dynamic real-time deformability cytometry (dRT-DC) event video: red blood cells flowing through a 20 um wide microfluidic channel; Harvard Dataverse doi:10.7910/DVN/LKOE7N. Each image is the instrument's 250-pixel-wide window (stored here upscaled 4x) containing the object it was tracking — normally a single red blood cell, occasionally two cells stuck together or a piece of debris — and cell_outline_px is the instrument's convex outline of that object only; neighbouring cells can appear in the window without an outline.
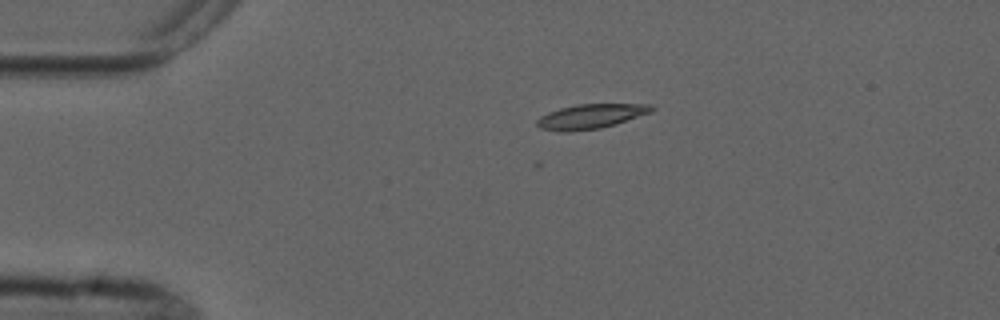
{"species": "common noctule bat (a hibernating species)", "species_latin": "Nyctalus noctula", "temperature_condition": "cold", "stored_images_in_passage": 3, "camera_frame_rate_fps": 3000, "um_per_image_px": 0.085, "animal": {"sex": "male", "forearm_length_mm": 52.5}, "frame": {"image": 1, "passage_image": 2, "time_ms": 1.333, "image_size_px": [1000, 320], "cell_outline_px": [[656, 108], [652, 112], [616, 124], [600, 128], [568, 132], [556, 132], [540, 128], [536, 124], [536, 120], [540, 116], [548, 112], [560, 108], [576, 104], [652, 104]], "centroid_in_image_um": [50.21, 9.89], "position_along_channel_um": 34.8, "area_um2": 16.65}}